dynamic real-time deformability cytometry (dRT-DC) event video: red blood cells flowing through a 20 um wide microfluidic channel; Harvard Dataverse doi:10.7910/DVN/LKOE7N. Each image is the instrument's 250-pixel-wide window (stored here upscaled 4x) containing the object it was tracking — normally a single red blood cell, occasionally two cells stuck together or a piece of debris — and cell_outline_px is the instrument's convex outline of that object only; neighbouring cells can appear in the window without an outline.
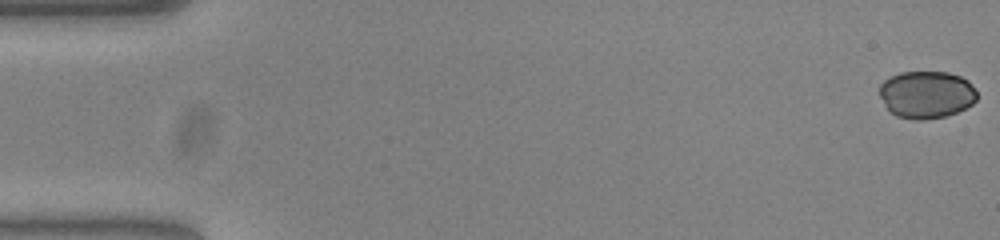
{"species": "common noctule bat (a hibernating species)", "species_latin": "Nyctalus noctula", "temperature_condition": "warm", "stored_images_in_passage": 54, "camera_frame_rate_fps": 3000, "um_per_image_px": 0.085, "animal": {"sex": "female", "body_mass_g": 23.0, "forearm_length_mm": 53.4}, "frame": {"image": 1, "passage_image": 1, "time_ms": 0.0, "image_size_px": [1000, 240], "cell_outline_px": [[976, 100], [972, 104], [956, 112], [944, 116], [924, 120], [916, 120], [896, 116], [884, 104], [880, 96], [880, 84], [884, 80], [900, 72], [948, 72], [960, 76], [968, 80], [976, 92]], "centroid_in_image_um": [78.74, 8.03], "position_along_channel_um": 6.3, "area_um2": 26.76}}
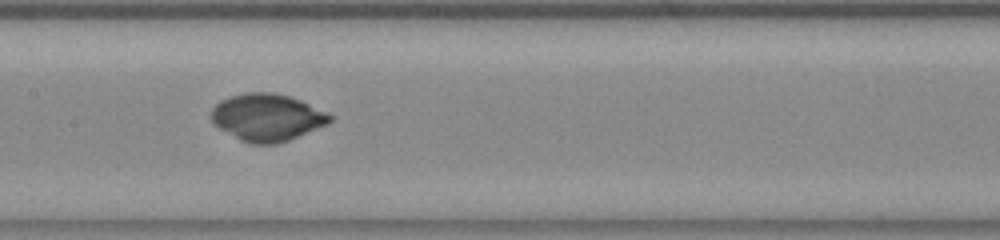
{"frame": {"image": 2, "passage_image": 27, "time_ms": 8.667, "image_size_px": [1000, 240], "cell_outline_px": [[332, 120], [328, 124], [288, 140], [276, 144], [248, 144], [240, 140], [220, 128], [212, 120], [212, 108], [220, 100], [232, 96], [248, 92], [268, 92], [288, 96], [300, 100], [328, 112], [332, 116]], "centroid_in_image_um": [22.72, 9.98], "position_along_channel_um": 184.7, "area_um2": 32.37}}
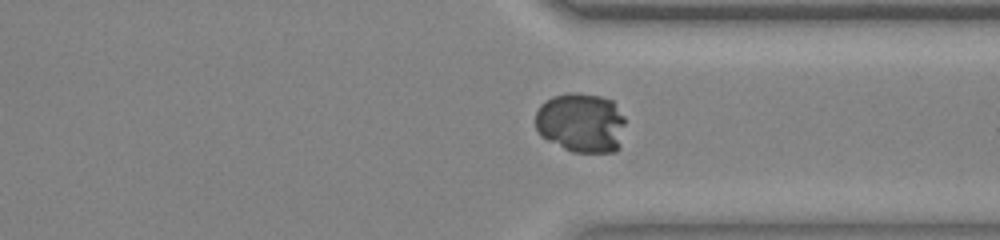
{"frame": {"image": 3, "passage_image": 41, "time_ms": 13.333, "image_size_px": [1000, 240], "cell_outline_px": [[624, 124], [620, 148], [616, 152], [572, 152], [540, 136], [536, 128], [536, 112], [540, 104], [544, 100], [552, 96], [568, 92], [576, 92], [600, 96], [612, 100], [624, 116]], "centroid_in_image_um": [49.38, 10.42], "position_along_channel_um": 362.0, "area_um2": 31.62}}